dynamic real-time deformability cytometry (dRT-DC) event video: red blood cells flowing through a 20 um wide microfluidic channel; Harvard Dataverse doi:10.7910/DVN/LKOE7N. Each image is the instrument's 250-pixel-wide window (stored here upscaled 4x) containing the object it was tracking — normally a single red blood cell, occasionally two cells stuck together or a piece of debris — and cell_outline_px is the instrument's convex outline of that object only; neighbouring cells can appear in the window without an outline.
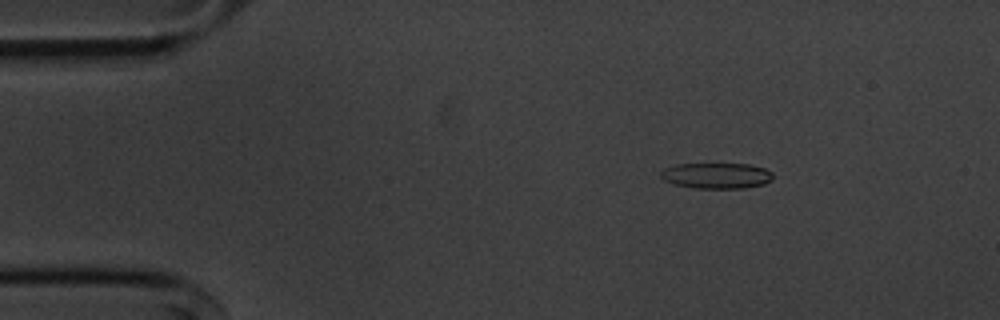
{"species": "common noctule bat (a hibernating species)", "species_latin": "Nyctalus noctula", "temperature_condition": "cold", "stored_images_in_passage": 51, "camera_frame_rate_fps": 3000, "um_per_image_px": 0.085, "animal": {"sex": "male", "body_mass_g": 20.1, "forearm_length_mm": 53.5}, "frame": {"image": 1, "passage_image": 4, "time_ms": 1.0, "image_size_px": [1000, 320], "cell_outline_px": [[772, 180], [764, 184], [740, 188], [696, 188], [676, 184], [664, 180], [660, 176], [660, 172], [664, 168], [676, 164], [748, 164], [764, 168], [772, 172]], "centroid_in_image_um": [60.9, 14.92], "position_along_channel_um": 24.1, "area_um2": 16.7}}
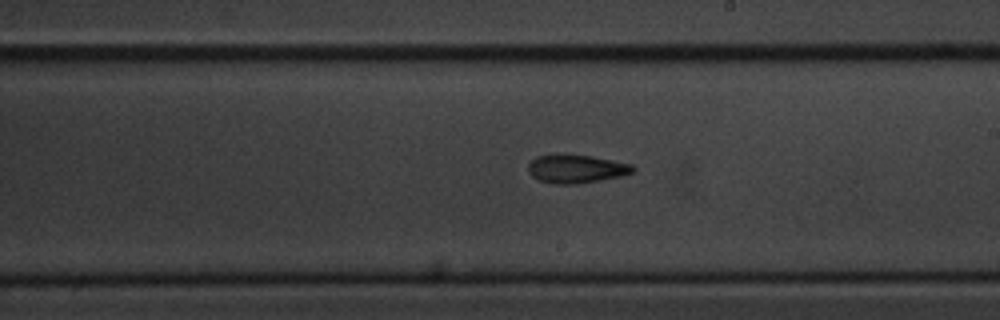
{"frame": {"image": 2, "passage_image": 27, "time_ms": 8.667, "image_size_px": [1000, 320], "cell_outline_px": [[636, 168], [632, 172], [620, 176], [600, 180], [572, 184], [552, 184], [540, 180], [532, 176], [528, 172], [528, 164], [536, 156], [556, 152], [564, 152], [592, 156], [632, 164]], "centroid_in_image_um": [48.92, 14.31], "position_along_channel_um": 240.1, "area_um2": 17.74}}
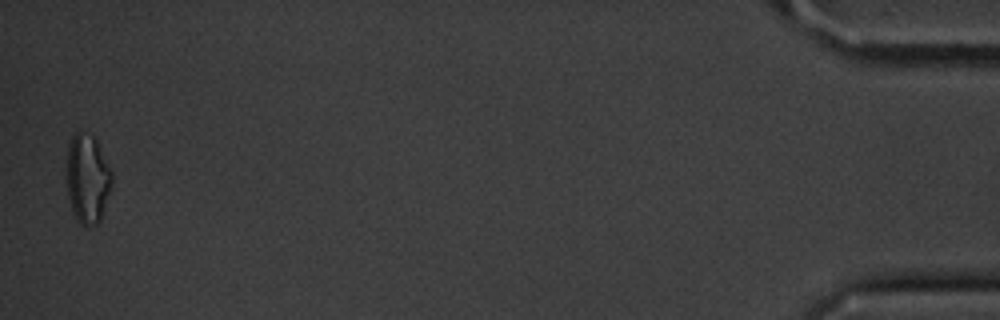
{"frame": {"image": 3, "passage_image": 50, "time_ms": 16.333, "image_size_px": [1000, 320], "cell_outline_px": [[112, 188], [100, 220], [96, 224], [88, 228], [80, 224], [72, 212], [68, 196], [64, 172], [68, 144], [72, 136], [76, 132], [80, 132], [92, 136], [96, 140], [112, 172]], "centroid_in_image_um": [7.4, 15.22], "position_along_channel_um": 427.8, "area_um2": 24.1}, "authors_computed_cell_mechanics": {"area_um2": 17.6868, "velocity_mm_per_s": 3.6411, "shape_relaxation_time_tau1_ms": 2.7063, "shape_relaxation_time_tau2_ms": 5.7866, "deformation_change_tau1": 0.1414, "deformation_change_tau2": 0.1541}}